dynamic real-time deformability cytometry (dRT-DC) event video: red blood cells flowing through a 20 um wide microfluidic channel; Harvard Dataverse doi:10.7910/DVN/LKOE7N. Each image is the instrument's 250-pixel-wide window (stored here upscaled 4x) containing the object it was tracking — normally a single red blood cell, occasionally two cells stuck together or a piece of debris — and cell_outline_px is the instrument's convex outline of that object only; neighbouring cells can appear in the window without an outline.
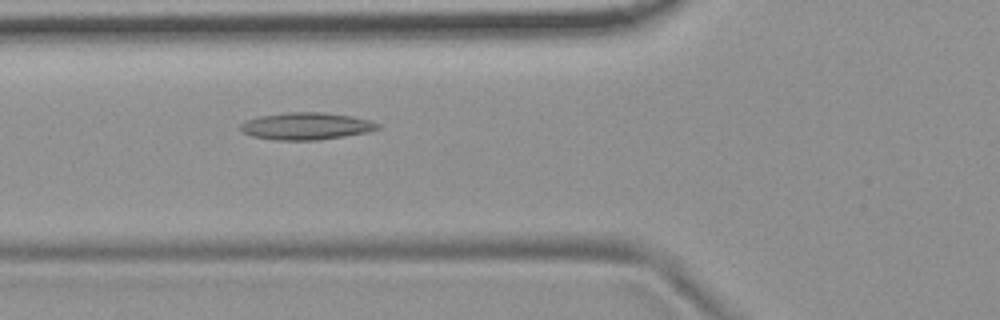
{"species": "common noctule bat (a hibernating species)", "species_latin": "Nyctalus noctula", "temperature_condition": "room temperature", "stored_images_in_passage": 54, "camera_frame_rate_fps": 3000, "um_per_image_px": 0.085, "animal": {"sex": "female", "body_mass_g": 19.9}, "frame": {"image": 1, "passage_image": 20, "time_ms": 6.333, "image_size_px": [1000, 320], "cell_outline_px": [[380, 128], [368, 132], [320, 140], [272, 140], [252, 136], [244, 132], [240, 128], [240, 124], [244, 120], [260, 116], [288, 112], [324, 112], [352, 116], [368, 120], [380, 124]], "centroid_in_image_um": [26.02, 10.72], "position_along_channel_um": 99.8, "area_um2": 21.79}}
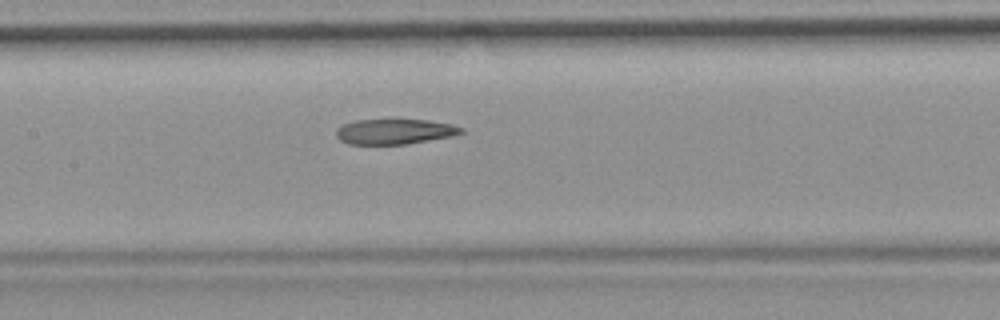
{"frame": {"image": 2, "passage_image": 26, "time_ms": 8.333, "image_size_px": [1000, 320], "cell_outline_px": [[464, 132], [452, 136], [408, 144], [348, 144], [340, 140], [336, 136], [336, 128], [344, 124], [356, 120], [388, 116], [396, 116], [428, 120], [452, 124], [464, 128]], "centroid_in_image_um": [33.54, 11.12], "position_along_channel_um": 173.9, "area_um2": 19.54}}
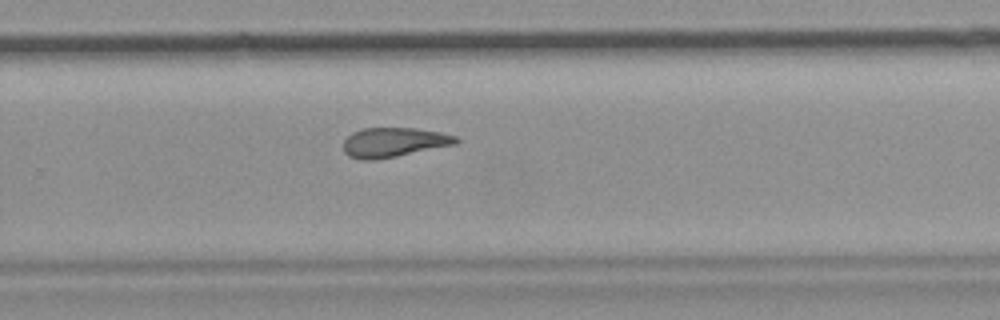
{"frame": {"image": 3, "passage_image": 36, "time_ms": 11.667, "image_size_px": [1000, 320], "cell_outline_px": [[460, 140], [456, 144], [396, 156], [372, 160], [360, 160], [348, 156], [344, 152], [344, 140], [352, 132], [364, 128], [416, 128], [440, 132], [456, 136]], "centroid_in_image_um": [33.46, 12.09], "position_along_channel_um": 296.3, "area_um2": 19.31}, "authors_computed_cell_mechanics": {"area_um2": 20.6057, "velocity_mm_per_s": 3.7035, "shape_relaxation_time_tau1_ms": null, "shape_relaxation_time_tau2_ms": 4.7032, "deformation_change_tau1": null, "deformation_change_tau2": 0.1482}}